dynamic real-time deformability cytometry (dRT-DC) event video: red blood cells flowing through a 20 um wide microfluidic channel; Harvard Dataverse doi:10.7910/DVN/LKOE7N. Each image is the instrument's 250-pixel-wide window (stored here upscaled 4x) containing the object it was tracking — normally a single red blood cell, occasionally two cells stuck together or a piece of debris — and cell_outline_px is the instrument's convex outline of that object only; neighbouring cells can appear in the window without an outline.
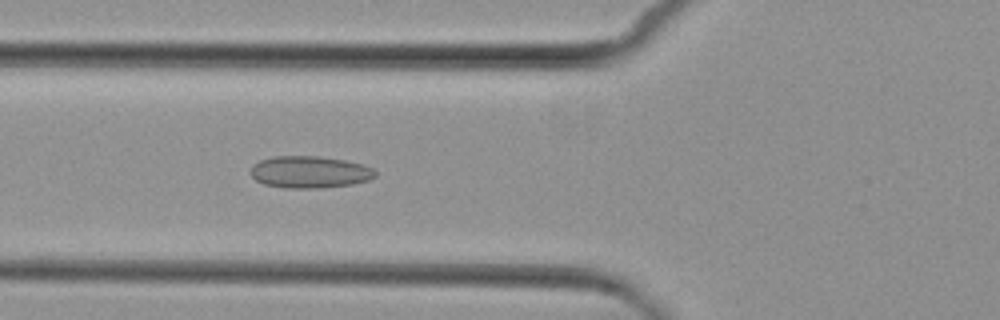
{"species": "common noctule bat (a hibernating species)", "species_latin": "Nyctalus noctula", "temperature_condition": "cold", "stored_images_in_passage": 5, "camera_frame_rate_fps": 3000, "um_per_image_px": 0.085, "animal": {"sex": "female", "body_mass_g": 29.2, "forearm_length_mm": 56.3}, "frame": {"image": 1, "passage_image": 5, "time_ms": 4.667, "image_size_px": [1000, 320], "cell_outline_px": [[376, 176], [368, 180], [352, 184], [320, 188], [284, 188], [264, 184], [256, 180], [248, 172], [252, 164], [260, 160], [272, 156], [320, 156], [344, 160], [364, 164], [372, 168], [376, 172]], "centroid_in_image_um": [26.29, 14.62], "position_along_channel_um": 99.5, "area_um2": 23.47}}